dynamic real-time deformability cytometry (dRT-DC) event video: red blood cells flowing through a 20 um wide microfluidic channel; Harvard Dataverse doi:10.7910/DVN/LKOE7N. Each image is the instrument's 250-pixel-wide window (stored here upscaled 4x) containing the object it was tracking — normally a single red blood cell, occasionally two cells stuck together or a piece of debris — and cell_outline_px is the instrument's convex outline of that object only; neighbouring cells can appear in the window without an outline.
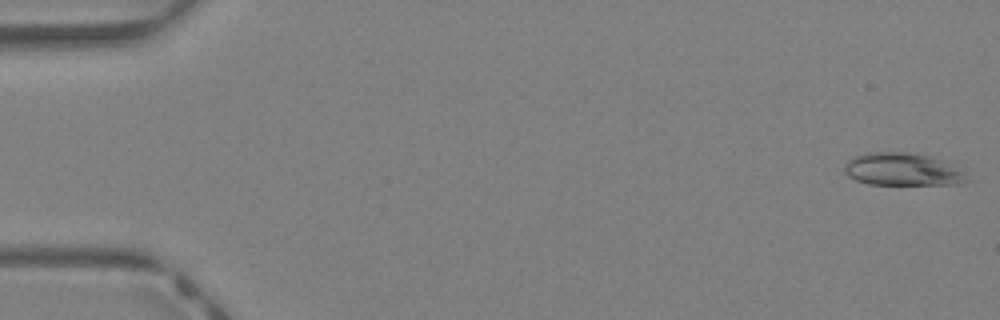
{"species": "Egyptian fruit bat (a non-hibernating species)", "species_latin": "Rousettus aegyptiacus", "temperature_condition": "warm", "stored_images_in_passage": 42, "camera_frame_rate_fps": 3000, "um_per_image_px": 0.085, "animal": {"sex": "female"}, "frame": {"image": 1, "passage_image": 1, "time_ms": 0.0, "image_size_px": [1000, 320], "cell_outline_px": [[972, 180], [960, 184], [868, 184], [856, 180], [848, 176], [844, 172], [844, 164], [852, 156], [864, 152], [908, 152], [932, 156], [964, 172]], "centroid_in_image_um": [76.68, 14.39], "position_along_channel_um": 8.3, "area_um2": 23.47}}
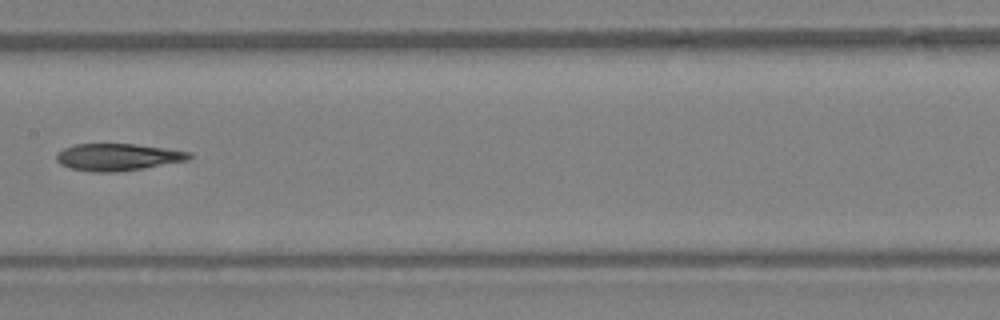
{"frame": {"image": 2, "passage_image": 22, "time_ms": 7.0, "image_size_px": [1000, 320], "cell_outline_px": [[192, 156], [188, 160], [116, 172], [92, 172], [72, 168], [60, 164], [56, 160], [56, 152], [64, 148], [76, 144], [136, 144], [192, 152]], "centroid_in_image_um": [9.98, 13.34], "position_along_channel_um": 197.4, "area_um2": 20.75}}
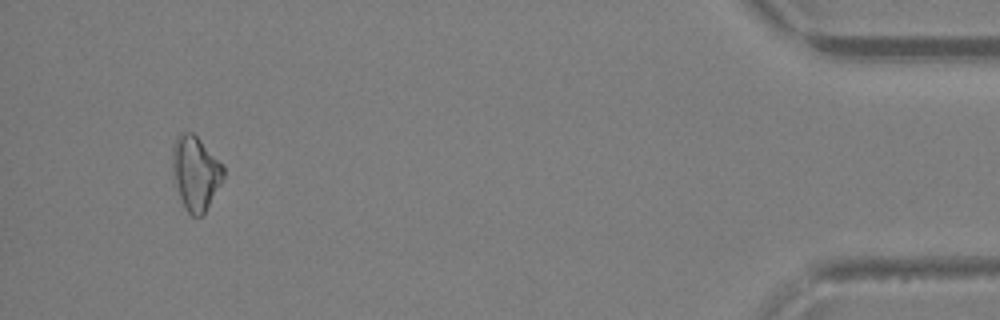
{"frame": {"image": 3, "passage_image": 40, "time_ms": 13.0, "image_size_px": [1000, 320], "cell_outline_px": [[224, 176], [220, 184], [204, 212], [200, 216], [192, 216], [188, 212], [180, 196], [172, 176], [172, 144], [176, 136], [180, 132], [192, 132], [200, 140], [224, 168]], "centroid_in_image_um": [16.57, 14.66], "position_along_channel_um": 418.6, "area_um2": 21.56}, "authors_computed_cell_mechanics": {"area_um2": 21.6172, "velocity_mm_per_s": 4.9117, "shape_relaxation_time_tau1_ms": 11.1233, "shape_relaxation_time_tau2_ms": null, "deformation_change_tau1": 0.2651, "deformation_change_tau2": null}}